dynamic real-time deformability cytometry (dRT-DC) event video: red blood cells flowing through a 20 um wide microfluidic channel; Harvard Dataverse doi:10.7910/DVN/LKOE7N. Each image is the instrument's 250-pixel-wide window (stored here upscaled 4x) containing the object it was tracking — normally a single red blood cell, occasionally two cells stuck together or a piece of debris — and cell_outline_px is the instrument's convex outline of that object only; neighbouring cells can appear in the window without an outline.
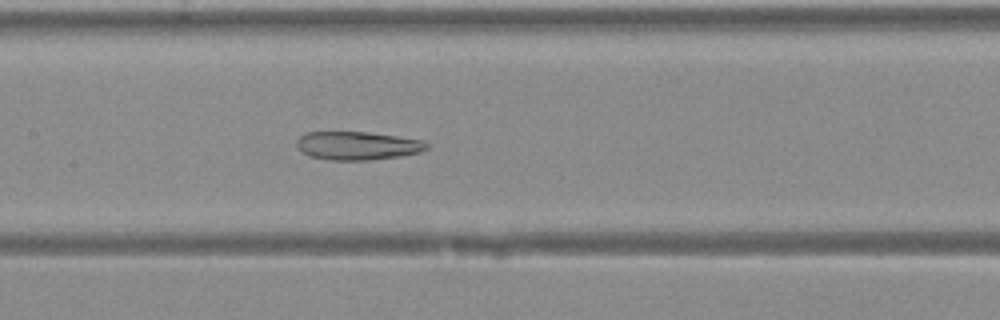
{"species": "Egyptian fruit bat (a non-hibernating species)", "species_latin": "Rousettus aegyptiacus", "temperature_condition": "warm", "stored_images_in_passage": 41, "camera_frame_rate_fps": 3000, "um_per_image_px": 0.085, "animal": {"sex": "female"}, "frame": {"image": 1, "passage_image": 20, "time_ms": 6.333, "image_size_px": [1000, 320], "cell_outline_px": [[428, 148], [420, 152], [400, 156], [368, 160], [328, 160], [312, 156], [304, 152], [296, 144], [296, 140], [300, 136], [308, 132], [368, 132], [396, 136], [420, 140], [428, 144]], "centroid_in_image_um": [30.39, 12.38], "position_along_channel_um": 177.0, "area_um2": 21.21}}
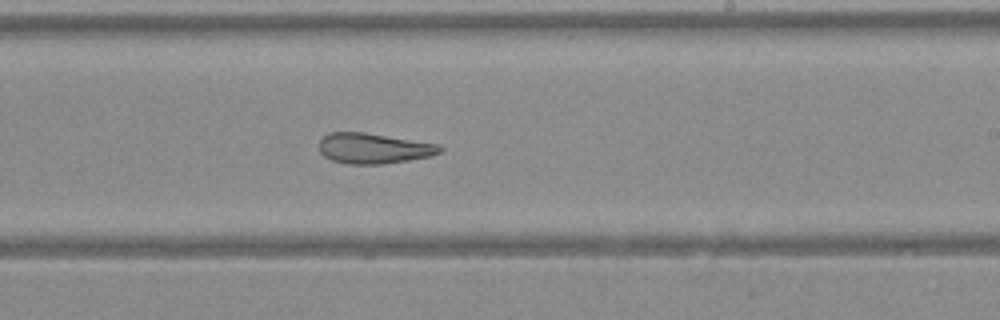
{"frame": {"image": 2, "passage_image": 25, "time_ms": 8.0, "image_size_px": [1000, 320], "cell_outline_px": [[444, 148], [440, 152], [432, 156], [384, 164], [348, 164], [332, 160], [324, 156], [320, 152], [320, 140], [328, 132], [364, 132], [440, 144]], "centroid_in_image_um": [31.78, 12.61], "position_along_channel_um": 257.2, "area_um2": 21.5}}
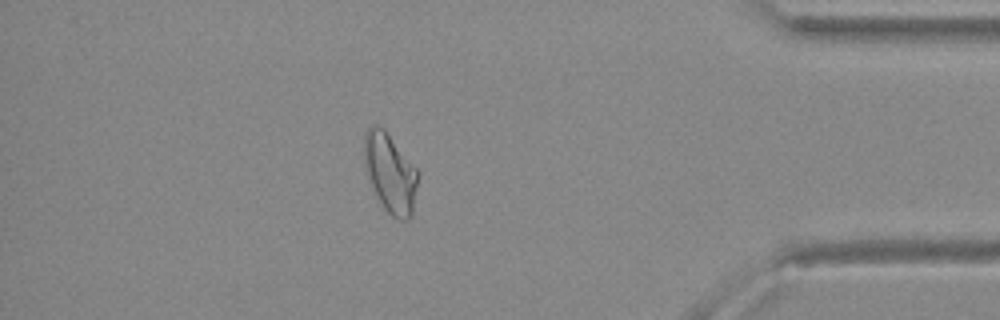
{"frame": {"image": 3, "passage_image": 36, "time_ms": 11.667, "image_size_px": [1000, 320], "cell_outline_px": [[420, 172], [412, 216], [408, 220], [400, 220], [392, 216], [384, 208], [368, 176], [364, 164], [364, 132], [368, 128], [376, 124], [384, 128]], "centroid_in_image_um": [33.2, 14.69], "position_along_channel_um": 402.0, "area_um2": 24.85}}